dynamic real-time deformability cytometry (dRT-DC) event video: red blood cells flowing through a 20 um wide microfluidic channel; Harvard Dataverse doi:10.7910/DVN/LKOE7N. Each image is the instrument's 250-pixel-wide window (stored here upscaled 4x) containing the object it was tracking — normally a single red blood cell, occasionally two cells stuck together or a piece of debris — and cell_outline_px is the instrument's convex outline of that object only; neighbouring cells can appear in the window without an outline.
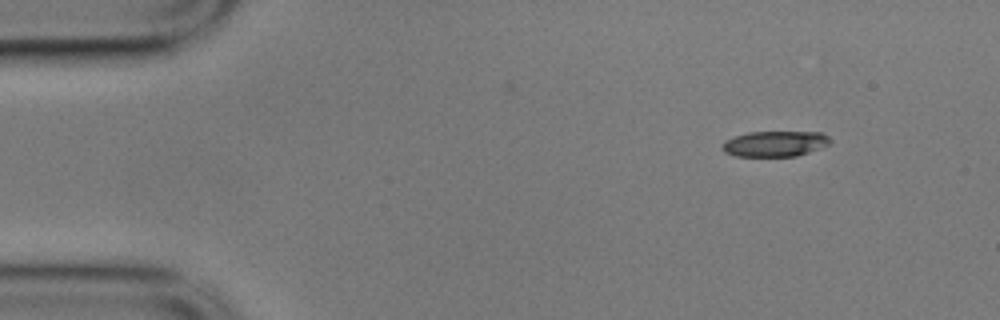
{"species": "common noctule bat (a hibernating species)", "species_latin": "Nyctalus noctula", "temperature_condition": "cold", "stored_images_in_passage": 51, "camera_frame_rate_fps": 3000, "um_per_image_px": 0.085, "animal": {"sex": "male", "body_mass_g": 17.9}, "frame": {"image": 1, "passage_image": 1, "time_ms": 0.0, "image_size_px": [1000, 320], "cell_outline_px": [[832, 140], [828, 144], [820, 148], [796, 156], [736, 156], [724, 152], [720, 148], [720, 144], [724, 140], [748, 132], [820, 132], [828, 136]], "centroid_in_image_um": [65.82, 12.22], "position_along_channel_um": 19.2, "area_um2": 16.13}}
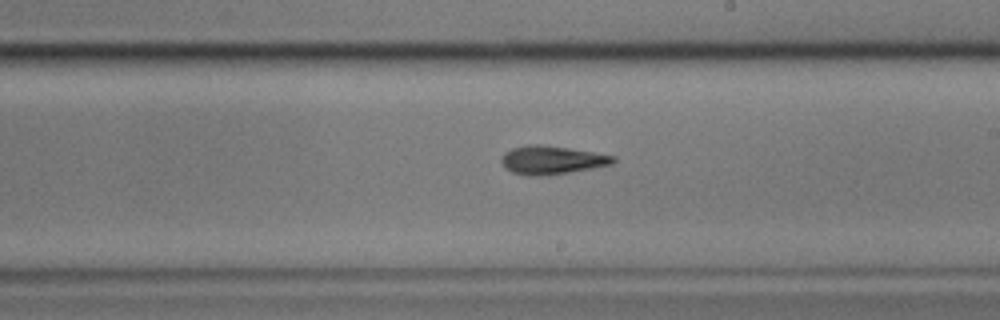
{"frame": {"image": 2, "passage_image": 27, "time_ms": 8.667, "image_size_px": [1000, 320], "cell_outline_px": [[616, 160], [612, 164], [592, 168], [568, 172], [540, 176], [528, 176], [512, 172], [504, 168], [500, 160], [500, 156], [504, 152], [512, 148], [528, 144], [540, 144], [568, 148], [616, 156]], "centroid_in_image_um": [46.84, 13.6], "position_along_channel_um": 242.2, "area_um2": 18.55}}
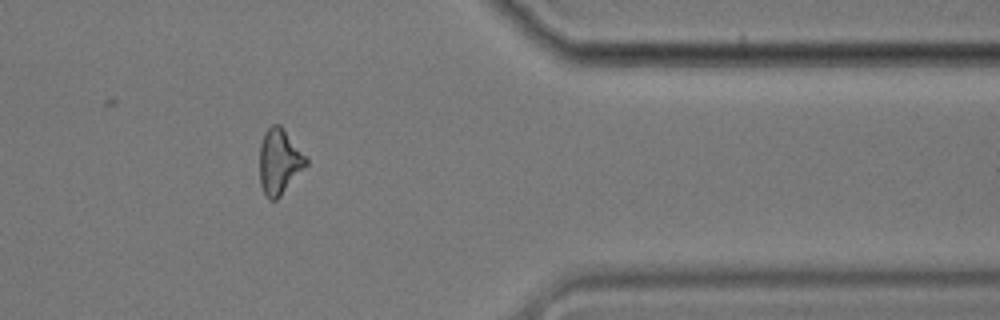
{"frame": {"image": 3, "passage_image": 41, "time_ms": 13.333, "image_size_px": [1000, 320], "cell_outline_px": [[308, 164], [280, 196], [276, 200], [268, 200], [260, 184], [260, 144], [264, 132], [272, 124], [280, 124], [284, 128], [308, 160]], "centroid_in_image_um": [23.73, 13.72], "position_along_channel_um": 387.7, "area_um2": 17.63}, "authors_computed_cell_mechanics": {"area_um2": 18.0336, "velocity_mm_per_s": 3.518, "shape_relaxation_time_tau1_ms": 4.4482, "shape_relaxation_time_tau2_ms": 6.3068, "deformation_change_tau1": 0.1257, "deformation_change_tau2": 0.1792}}